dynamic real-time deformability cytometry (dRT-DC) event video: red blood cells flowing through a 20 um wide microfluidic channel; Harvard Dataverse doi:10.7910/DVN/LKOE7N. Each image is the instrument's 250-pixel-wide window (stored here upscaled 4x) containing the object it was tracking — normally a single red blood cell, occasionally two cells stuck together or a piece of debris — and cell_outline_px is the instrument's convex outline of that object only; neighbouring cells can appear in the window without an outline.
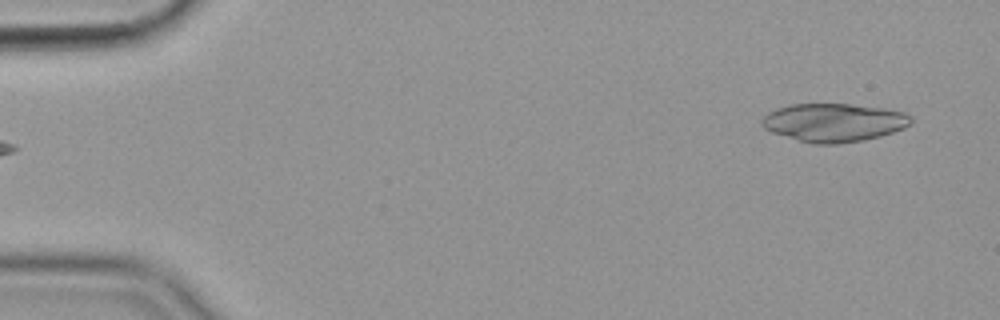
{"species": "common noctule bat (a hibernating species)", "species_latin": "Nyctalus noctula", "temperature_condition": "cold", "stored_images_in_passage": 11, "camera_frame_rate_fps": 3000, "um_per_image_px": 0.085, "animal": {"sex": "female", "body_mass_g": 19.9}, "frame": {"image": 1, "passage_image": 1, "time_ms": 0.0, "image_size_px": [1000, 320], "cell_outline_px": [[912, 124], [904, 128], [880, 136], [864, 140], [836, 144], [816, 144], [800, 140], [772, 132], [764, 128], [760, 124], [760, 120], [768, 112], [776, 108], [792, 104], [852, 104], [884, 108], [904, 112], [912, 116]], "centroid_in_image_um": [70.89, 10.4], "position_along_channel_um": 14.1, "area_um2": 33.35}}